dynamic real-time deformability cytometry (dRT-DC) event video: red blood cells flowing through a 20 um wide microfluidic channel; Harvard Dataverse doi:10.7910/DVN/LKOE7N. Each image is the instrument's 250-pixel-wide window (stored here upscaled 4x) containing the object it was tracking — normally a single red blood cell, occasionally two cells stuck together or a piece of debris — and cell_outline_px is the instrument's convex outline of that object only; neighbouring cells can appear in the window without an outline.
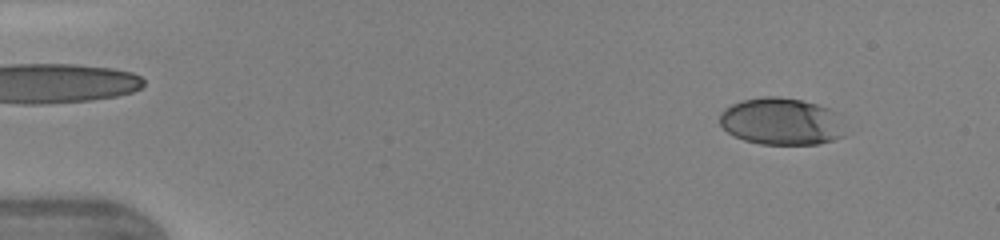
{"species": "human", "species_latin": "Homo sapiens", "temperature_condition": "warm", "stored_images_in_passage": 46, "camera_frame_rate_fps": 3000, "um_per_image_px": 0.085, "donor": {"sex": "female"}, "frame": {"image": 1, "passage_image": 5, "time_ms": 1.333, "image_size_px": [1000, 240], "cell_outline_px": [[844, 136], [820, 144], [760, 144], [744, 140], [732, 136], [720, 124], [720, 112], [724, 108], [732, 104], [744, 100], [764, 96], [780, 96], [800, 100], [816, 104], [828, 108]], "centroid_in_image_um": [66.29, 10.33], "position_along_channel_um": 18.7, "area_um2": 33.7}}
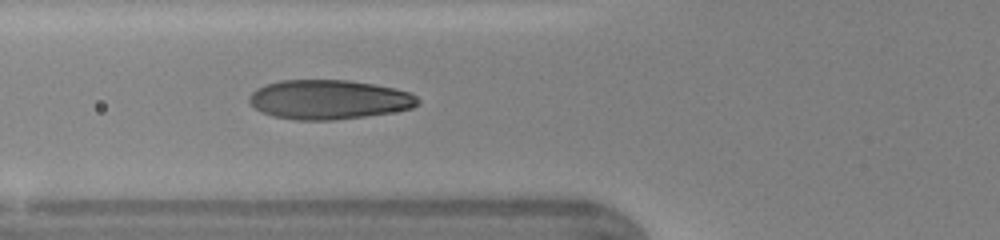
{"frame": {"image": 2, "passage_image": 18, "time_ms": 5.667, "image_size_px": [1000, 240], "cell_outline_px": [[420, 104], [412, 108], [364, 116], [332, 120], [296, 120], [272, 116], [260, 112], [248, 100], [248, 96], [256, 88], [280, 80], [348, 80], [372, 84], [392, 88], [408, 92], [416, 96], [420, 100]], "centroid_in_image_um": [27.92, 8.46], "position_along_channel_um": 97.9, "area_um2": 38.49}}
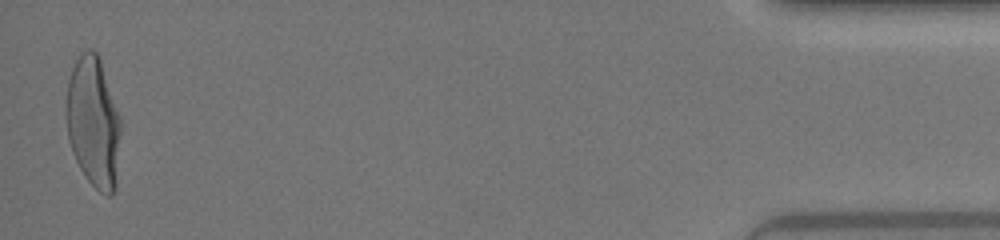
{"frame": {"image": 3, "passage_image": 46, "time_ms": 15.0, "image_size_px": [1000, 240], "cell_outline_px": [[120, 132], [116, 188], [112, 196], [108, 196], [100, 192], [84, 176], [72, 152], [68, 136], [64, 108], [68, 80], [72, 68], [80, 52], [88, 48], [92, 48], [96, 52], [100, 60], [120, 116]], "centroid_in_image_um": [7.91, 10.39], "position_along_channel_um": 427.3, "area_um2": 41.85}, "authors_computed_cell_mechanics": {"area_um2": 38.0613, "velocity_mm_per_s": 4.3798, "shape_relaxation_time_tau1_ms": 3.6094, "shape_relaxation_time_tau2_ms": null, "deformation_change_tau1": 0.2113, "deformation_change_tau2": null}}